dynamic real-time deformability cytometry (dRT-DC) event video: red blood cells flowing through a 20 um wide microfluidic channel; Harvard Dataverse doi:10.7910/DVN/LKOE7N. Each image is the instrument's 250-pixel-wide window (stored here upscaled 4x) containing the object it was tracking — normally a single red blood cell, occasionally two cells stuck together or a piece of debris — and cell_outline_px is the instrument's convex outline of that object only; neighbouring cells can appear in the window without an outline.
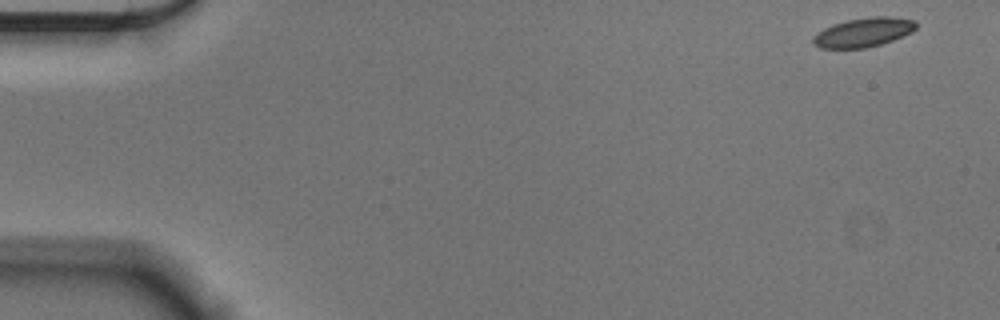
{"species": "Egyptian fruit bat (a non-hibernating species)", "species_latin": "Rousettus aegyptiacus", "temperature_condition": "cold", "stored_images_in_passage": 51, "camera_frame_rate_fps": 3000, "um_per_image_px": 0.085, "animal": {"sex": "male"}, "frame": {"image": 1, "passage_image": 1, "time_ms": 0.0, "image_size_px": [1000, 320], "cell_outline_px": [[916, 28], [912, 32], [892, 40], [880, 44], [864, 48], [820, 48], [812, 44], [812, 36], [824, 28], [832, 24], [848, 20], [872, 16], [892, 16], [916, 20]], "centroid_in_image_um": [73.38, 2.74], "position_along_channel_um": 11.6, "area_um2": 17.57}}
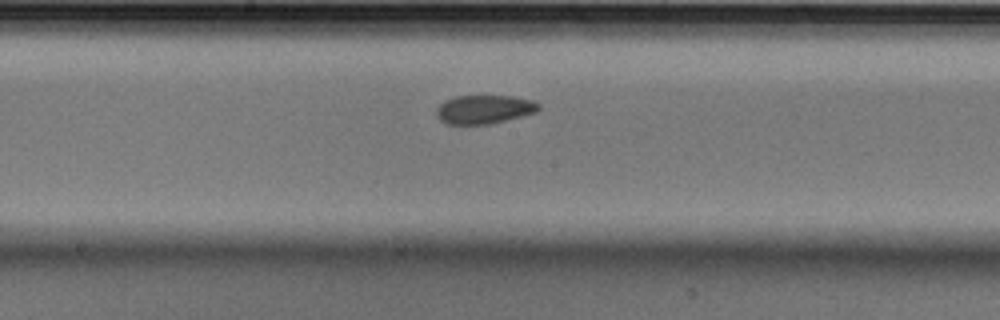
{"frame": {"image": 2, "passage_image": 28, "time_ms": 9.0, "image_size_px": [1000, 320], "cell_outline_px": [[540, 108], [536, 112], [488, 124], [444, 124], [436, 116], [436, 112], [440, 104], [444, 100], [452, 96], [512, 96], [532, 100], [540, 104]], "centroid_in_image_um": [41.12, 9.29], "position_along_channel_um": 207.1, "area_um2": 17.05}}
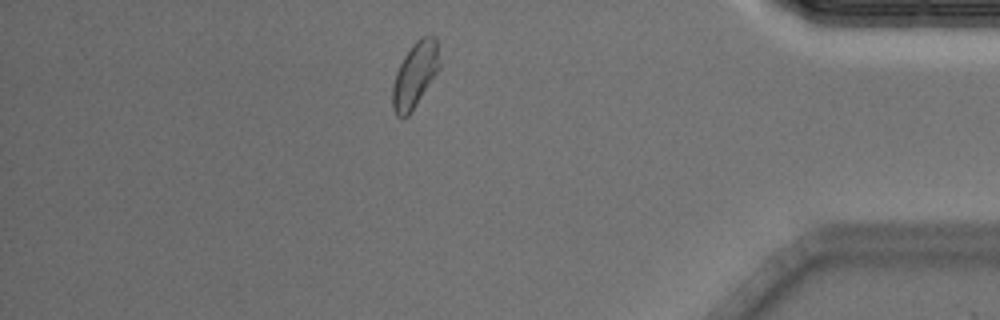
{"frame": {"image": 3, "passage_image": 47, "time_ms": 15.333, "image_size_px": [1000, 320], "cell_outline_px": [[440, 68], [408, 116], [400, 120], [396, 116], [392, 108], [392, 88], [396, 72], [404, 56], [412, 44], [420, 36], [436, 36], [440, 64]], "centroid_in_image_um": [35.26, 6.37], "position_along_channel_um": 399.9, "area_um2": 17.92}, "authors_computed_cell_mechanics": {"area_um2": 17.8024, "velocity_mm_per_s": 3.5808, "shape_relaxation_time_tau1_ms": 9.1952, "shape_relaxation_time_tau2_ms": 2.0391, "deformation_change_tau1": 0.113, "deformation_change_tau2": 0.0732}}